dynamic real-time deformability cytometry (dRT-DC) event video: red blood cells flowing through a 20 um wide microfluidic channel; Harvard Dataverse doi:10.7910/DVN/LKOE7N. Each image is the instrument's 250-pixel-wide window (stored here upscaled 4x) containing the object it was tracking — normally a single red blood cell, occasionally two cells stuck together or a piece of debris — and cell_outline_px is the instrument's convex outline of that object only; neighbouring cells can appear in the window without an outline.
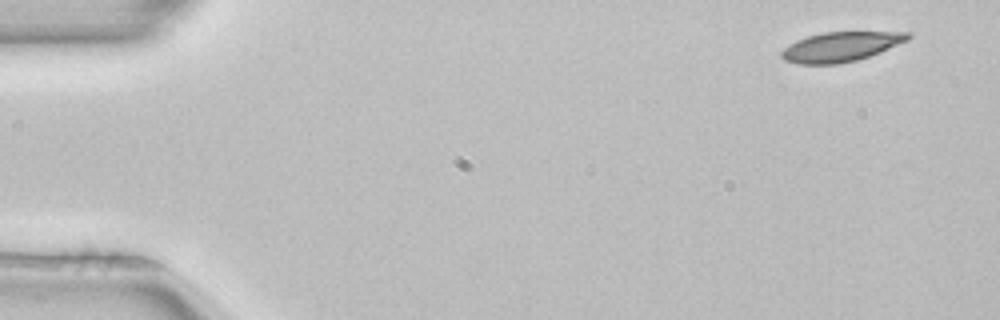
{"species": "common noctule bat (a hibernating species)", "species_latin": "Nyctalus noctula", "temperature_condition": "room temperature", "stored_images_in_passage": 3, "camera_frame_rate_fps": 3000, "um_per_image_px": 0.085, "animal": {"sex": "female", "body_mass_g": 22.7, "forearm_length_mm": 54.2}, "frame": {"image": 1, "passage_image": 1, "time_ms": 0.0, "image_size_px": [1000, 320], "cell_outline_px": [[912, 36], [908, 40], [880, 52], [856, 60], [836, 64], [796, 64], [784, 60], [780, 56], [780, 52], [788, 44], [796, 40], [808, 36], [824, 32], [912, 32]], "centroid_in_image_um": [71.44, 3.97], "position_along_channel_um": 13.6, "area_um2": 21.85}}